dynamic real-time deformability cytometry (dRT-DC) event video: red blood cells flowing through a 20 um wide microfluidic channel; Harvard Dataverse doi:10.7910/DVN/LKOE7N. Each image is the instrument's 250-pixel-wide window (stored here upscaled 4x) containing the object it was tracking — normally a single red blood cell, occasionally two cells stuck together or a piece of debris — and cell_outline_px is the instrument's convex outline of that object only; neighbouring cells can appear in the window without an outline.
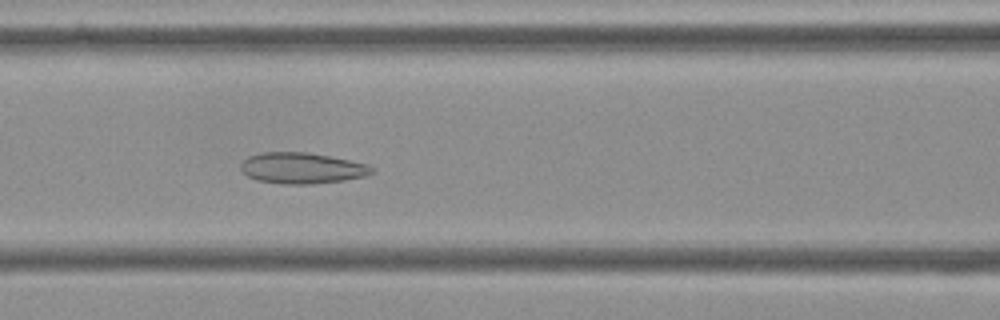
{"species": "Egyptian fruit bat (a non-hibernating species)", "species_latin": "Rousettus aegyptiacus", "temperature_condition": "cold", "stored_images_in_passage": 50, "camera_frame_rate_fps": 3000, "um_per_image_px": 0.085, "frame": {"image": 1, "passage_image": 18, "time_ms": 5.667, "image_size_px": [1000, 320], "cell_outline_px": [[376, 168], [372, 172], [364, 176], [344, 180], [308, 184], [280, 184], [260, 180], [248, 176], [240, 168], [240, 164], [248, 156], [264, 152], [308, 152], [368, 164]], "centroid_in_image_um": [25.66, 14.28], "position_along_channel_um": 140.9, "area_um2": 23.47}}
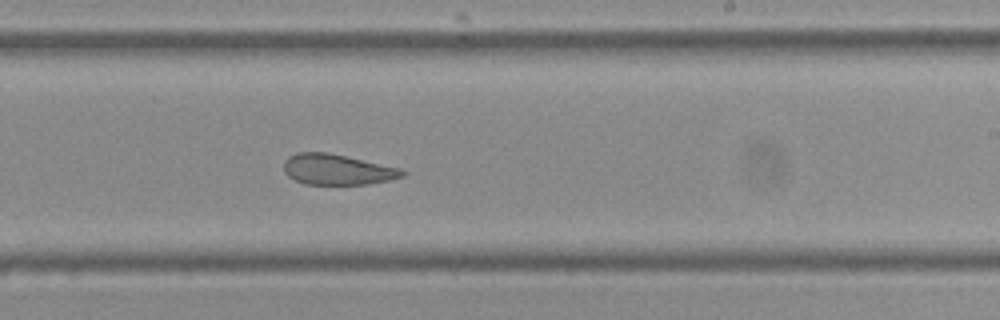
{"frame": {"image": 2, "passage_image": 28, "time_ms": 9.0, "image_size_px": [1000, 320], "cell_outline_px": [[404, 176], [388, 180], [368, 184], [304, 184], [288, 176], [284, 172], [284, 160], [288, 156], [296, 152], [328, 152], [400, 168], [404, 172]], "centroid_in_image_um": [28.62, 14.4], "position_along_channel_um": 260.4, "area_um2": 21.04}}
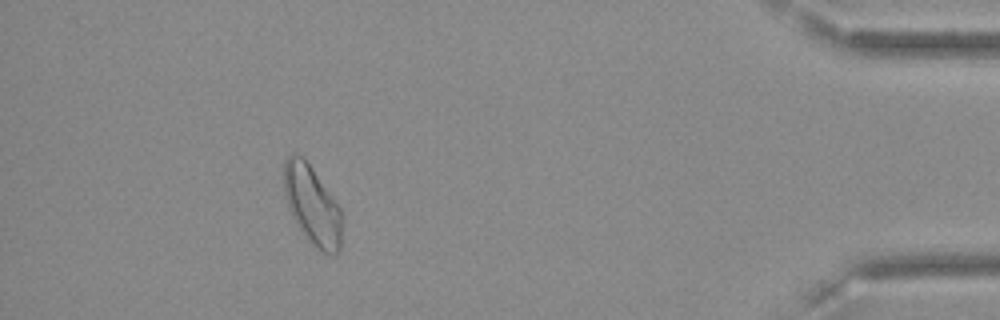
{"frame": {"image": 3, "passage_image": 45, "time_ms": 14.667, "image_size_px": [1000, 320], "cell_outline_px": [[344, 216], [340, 252], [336, 256], [320, 252], [312, 244], [296, 224], [288, 208], [284, 192], [284, 160], [292, 152], [296, 152], [304, 156], [340, 208]], "centroid_in_image_um": [26.56, 17.46], "position_along_channel_um": 408.6, "area_um2": 27.34}, "authors_computed_cell_mechanics": {"area_um2": 24.9407, "velocity_mm_per_s": 3.5865, "shape_relaxation_time_tau1_ms": null, "shape_relaxation_time_tau2_ms": 3.5276, "deformation_change_tau1": null, "deformation_change_tau2": 0.1045}}